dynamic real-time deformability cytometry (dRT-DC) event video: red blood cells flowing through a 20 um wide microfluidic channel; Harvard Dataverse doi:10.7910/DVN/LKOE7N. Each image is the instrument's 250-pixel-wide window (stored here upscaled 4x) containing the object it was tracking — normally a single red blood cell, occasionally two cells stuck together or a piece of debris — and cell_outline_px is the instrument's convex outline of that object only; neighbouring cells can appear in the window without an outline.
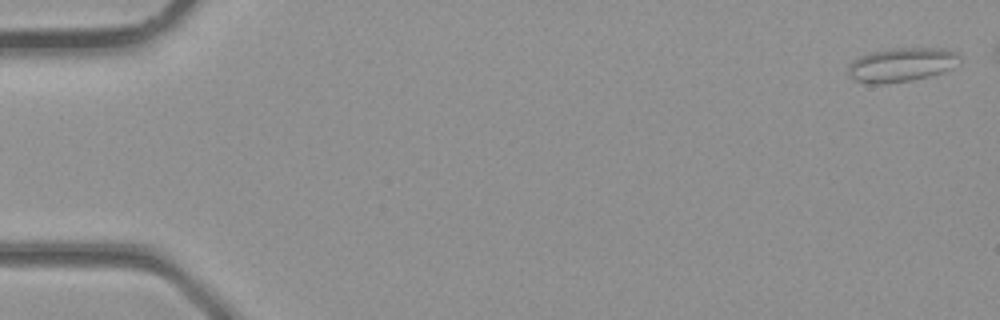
{"species": "common noctule bat (a hibernating species)", "species_latin": "Nyctalus noctula", "temperature_condition": "room temperature", "stored_images_in_passage": 3, "camera_frame_rate_fps": 3000, "um_per_image_px": 0.085, "animal": {"sex": "male", "body_mass_g": 23.1, "forearm_length_mm": 52.7}, "frame": {"image": 1, "passage_image": 3, "time_ms": 0.667, "image_size_px": [1000, 320], "cell_outline_px": [[960, 64], [944, 72], [912, 80], [884, 84], [872, 84], [856, 80], [848, 76], [848, 64], [852, 60], [860, 56], [872, 52], [892, 48], [944, 48], [956, 52], [960, 56]], "centroid_in_image_um": [76.64, 5.5], "position_along_channel_um": 8.4, "area_um2": 22.31}}